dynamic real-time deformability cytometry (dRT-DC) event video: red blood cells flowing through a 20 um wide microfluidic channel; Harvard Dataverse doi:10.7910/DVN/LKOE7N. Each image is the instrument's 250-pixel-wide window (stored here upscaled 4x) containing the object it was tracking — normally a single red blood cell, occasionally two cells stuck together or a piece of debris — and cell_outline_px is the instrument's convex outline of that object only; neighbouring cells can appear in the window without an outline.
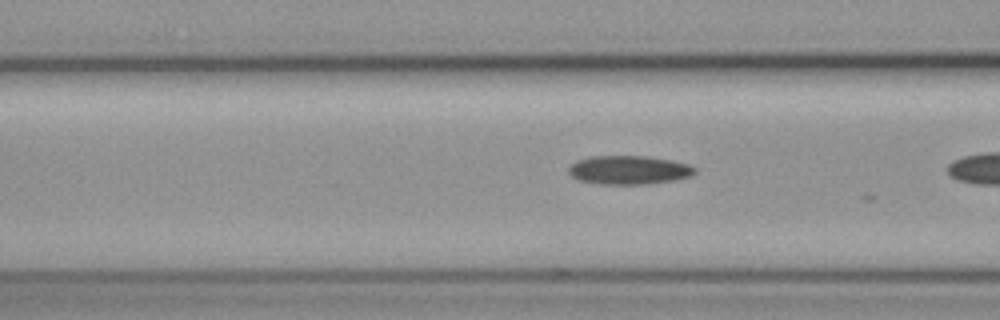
{"species": "common noctule bat (a hibernating species)", "species_latin": "Nyctalus noctula", "temperature_condition": "cold", "stored_images_in_passage": 8, "camera_frame_rate_fps": 3000, "um_per_image_px": 0.085, "animal": {"sex": "female", "body_mass_g": 19.3, "forearm_length_mm": 54.1}, "frame": {"image": 1, "passage_image": 5, "time_ms": 1.333, "image_size_px": [1000, 320], "cell_outline_px": [[696, 172], [692, 176], [672, 180], [648, 184], [600, 184], [580, 180], [572, 176], [568, 172], [568, 168], [576, 160], [592, 156], [648, 156], [672, 160], [688, 164], [696, 168]], "centroid_in_image_um": [53.47, 14.44], "position_along_channel_um": 113.1, "area_um2": 21.15}}